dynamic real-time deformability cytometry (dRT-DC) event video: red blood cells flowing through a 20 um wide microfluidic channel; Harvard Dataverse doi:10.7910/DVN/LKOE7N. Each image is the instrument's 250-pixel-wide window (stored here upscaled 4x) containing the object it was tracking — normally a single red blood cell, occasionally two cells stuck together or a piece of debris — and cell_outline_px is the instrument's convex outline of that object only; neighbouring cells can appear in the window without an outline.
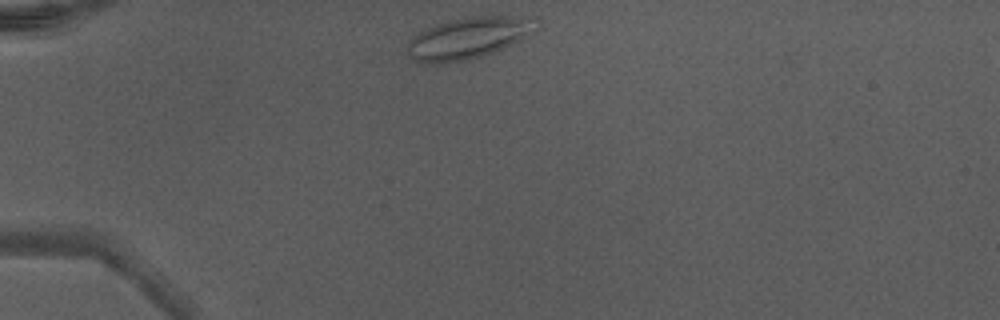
{"species": "Egyptian fruit bat (a non-hibernating species)", "species_latin": "Rousettus aegyptiacus", "temperature_condition": "warm", "stored_images_in_passage": 36, "camera_frame_rate_fps": 3000, "um_per_image_px": 0.085, "animal": {"sex": "male"}, "frame": {"image": 1, "passage_image": 1, "time_ms": 0.0, "image_size_px": [1000, 320], "cell_outline_px": [[532, 36], [504, 48], [480, 56], [464, 60], [436, 64], [428, 64], [416, 60], [408, 52], [408, 44], [412, 36], [424, 28], [436, 24], [464, 16], [508, 16], [532, 20]], "centroid_in_image_um": [39.74, 3.24], "position_along_channel_um": 45.3, "area_um2": 30.63}}
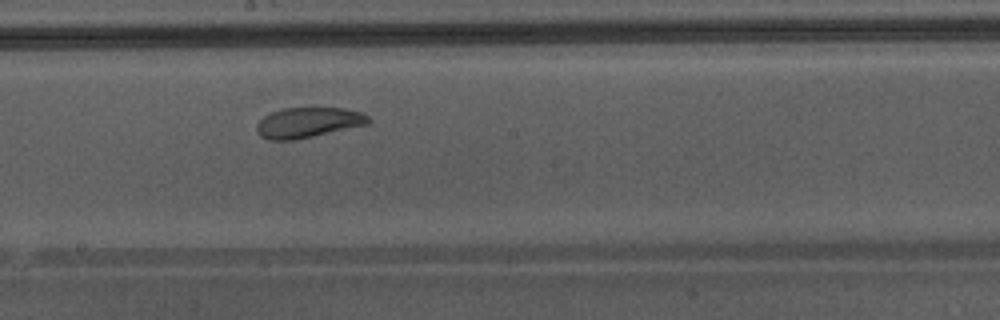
{"frame": {"image": 2, "passage_image": 16, "time_ms": 5.0, "image_size_px": [1000, 320], "cell_outline_px": [[372, 120], [368, 124], [312, 136], [292, 140], [268, 140], [260, 136], [256, 132], [256, 124], [264, 116], [280, 108], [344, 108], [360, 112], [368, 116]], "centroid_in_image_um": [26.16, 10.41], "position_along_channel_um": 222.0, "area_um2": 19.65}, "authors_computed_cell_mechanics": {"area_um2": 22.3397, "velocity_mm_per_s": 4.3102, "shape_relaxation_time_tau1_ms": 3.6085, "shape_relaxation_time_tau2_ms": 2.1526, "deformation_change_tau1": 0.1013, "deformation_change_tau2": 0.0573}}